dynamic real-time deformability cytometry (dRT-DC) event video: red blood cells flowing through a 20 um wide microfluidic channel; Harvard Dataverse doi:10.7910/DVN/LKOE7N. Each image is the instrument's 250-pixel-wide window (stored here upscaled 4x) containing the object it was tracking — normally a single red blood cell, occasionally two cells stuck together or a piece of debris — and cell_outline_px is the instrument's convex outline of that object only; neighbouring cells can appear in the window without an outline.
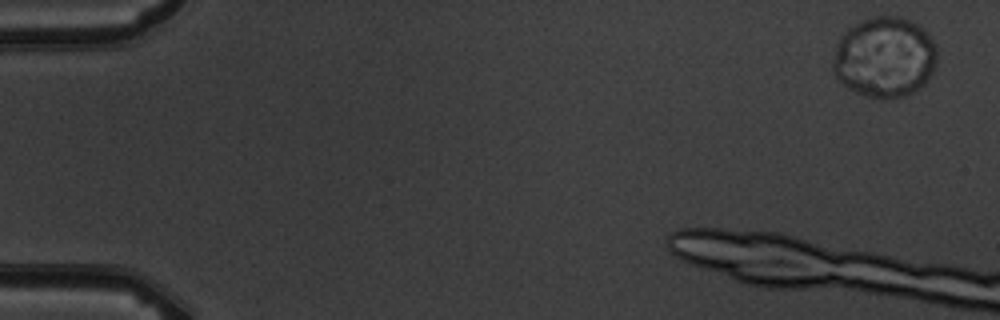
{"species": "common noctule bat (a hibernating species)", "species_latin": "Nyctalus noctula", "temperature_condition": "warm", "stored_images_in_passage": 7, "camera_frame_rate_fps": 3000, "um_per_image_px": 0.085, "animal": {"sex": "male", "body_mass_g": 19.5, "forearm_length_mm": 54.6}, "frame": {"image": 1, "passage_image": 1, "time_ms": 0.0, "image_size_px": [1000, 320], "cell_outline_px": [[936, 64], [928, 80], [924, 84], [912, 92], [900, 96], [868, 96], [856, 92], [848, 88], [836, 76], [832, 68], [832, 64], [836, 48], [840, 36], [848, 28], [860, 20], [876, 16], [900, 16], [924, 28], [928, 32], [936, 44]], "centroid_in_image_um": [75.2, 4.82], "position_along_channel_um": 9.8, "area_um2": 48.55}}